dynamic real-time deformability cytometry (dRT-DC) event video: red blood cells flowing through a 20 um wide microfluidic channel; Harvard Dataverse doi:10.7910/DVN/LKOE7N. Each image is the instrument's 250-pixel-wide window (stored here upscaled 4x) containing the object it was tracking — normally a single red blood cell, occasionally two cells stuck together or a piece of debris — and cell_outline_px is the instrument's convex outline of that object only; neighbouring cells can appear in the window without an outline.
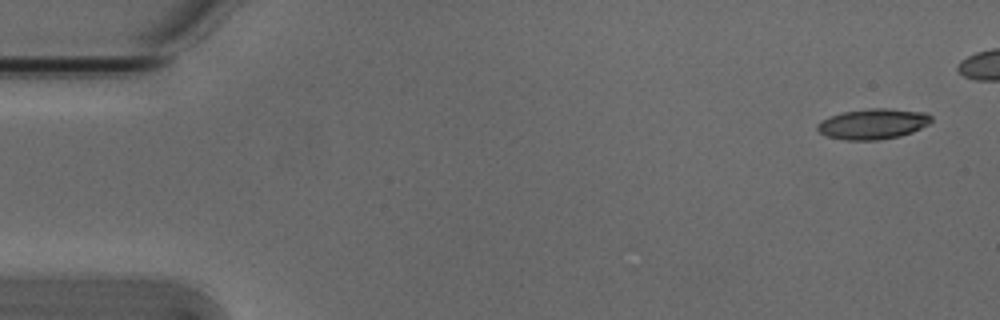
{"species": "Egyptian fruit bat (a non-hibernating species)", "species_latin": "Rousettus aegyptiacus", "temperature_condition": "cold", "stored_images_in_passage": 12, "camera_frame_rate_fps": 3000, "um_per_image_px": 0.085, "animal": {"sex": "male"}, "frame": {"image": 1, "passage_image": 1, "time_ms": 0.0, "image_size_px": [1000, 320], "cell_outline_px": [[932, 120], [928, 124], [912, 132], [900, 136], [876, 140], [848, 140], [824, 136], [816, 128], [816, 124], [820, 120], [844, 112], [868, 108], [884, 108], [928, 112], [932, 116]], "centroid_in_image_um": [74.2, 10.53], "position_along_channel_um": 10.8, "area_um2": 20.29}}
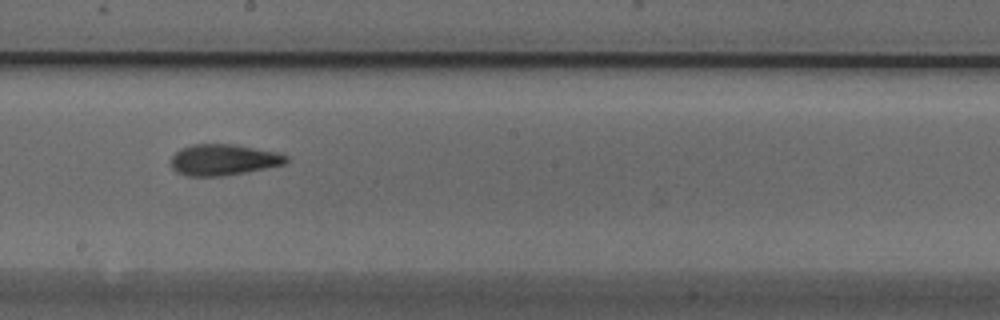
{"frame": {"image": 2, "passage_image": 9, "time_ms": 2.667, "image_size_px": [1000, 320], "cell_outline_px": [[288, 160], [284, 164], [244, 172], [220, 176], [188, 176], [176, 172], [172, 168], [172, 156], [180, 148], [192, 144], [236, 144], [280, 152], [288, 156]], "centroid_in_image_um": [19.0, 13.56], "position_along_channel_um": 229.2, "area_um2": 20.92}}